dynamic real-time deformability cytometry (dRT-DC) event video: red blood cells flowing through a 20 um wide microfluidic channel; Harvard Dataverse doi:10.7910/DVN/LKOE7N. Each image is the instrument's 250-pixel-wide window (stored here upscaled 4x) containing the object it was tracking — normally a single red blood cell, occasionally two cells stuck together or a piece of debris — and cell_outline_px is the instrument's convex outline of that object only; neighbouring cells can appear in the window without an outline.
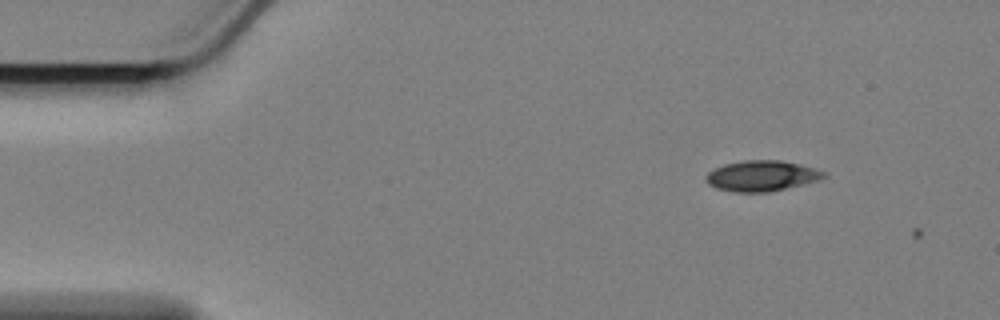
{"species": "Egyptian fruit bat (a non-hibernating species)", "species_latin": "Rousettus aegyptiacus", "temperature_condition": "cold", "stored_images_in_passage": 4, "camera_frame_rate_fps": 3000, "um_per_image_px": 0.085, "animal": {"sex": "female"}, "frame": {"image": 1, "passage_image": 3, "time_ms": 0.667, "image_size_px": [1000, 320], "cell_outline_px": [[828, 176], [820, 180], [768, 192], [732, 192], [716, 188], [708, 184], [704, 180], [704, 176], [708, 172], [724, 164], [744, 160], [780, 160], [800, 164], [816, 168], [828, 172]], "centroid_in_image_um": [64.76, 14.94], "position_along_channel_um": 20.2, "area_um2": 21.27}}